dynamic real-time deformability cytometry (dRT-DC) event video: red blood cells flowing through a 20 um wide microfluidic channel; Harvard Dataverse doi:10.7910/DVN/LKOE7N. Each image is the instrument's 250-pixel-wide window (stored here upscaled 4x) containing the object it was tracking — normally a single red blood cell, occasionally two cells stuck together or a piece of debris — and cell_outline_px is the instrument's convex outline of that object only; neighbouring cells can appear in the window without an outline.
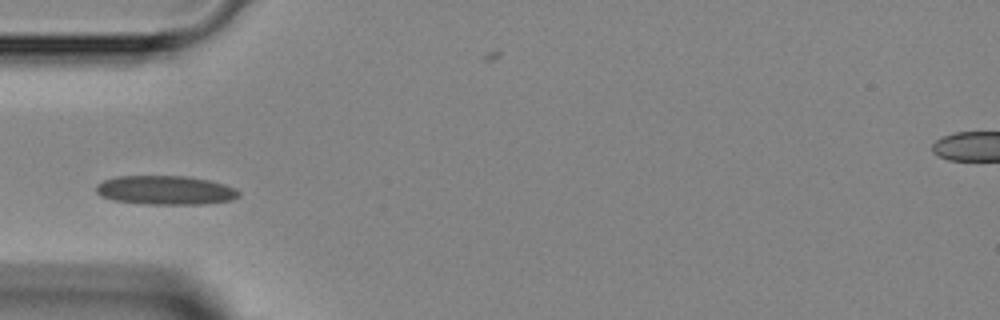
{"species": "Egyptian fruit bat (a non-hibernating species)", "species_latin": "Rousettus aegyptiacus", "temperature_condition": "room temperature", "stored_images_in_passage": 3, "camera_frame_rate_fps": 3000, "um_per_image_px": 0.085, "animal": {"sex": "female"}, "frame": {"image": 1, "passage_image": 1, "time_ms": 0.0, "image_size_px": [1000, 320], "cell_outline_px": [[240, 196], [232, 200], [204, 204], [144, 204], [112, 200], [100, 196], [96, 192], [96, 184], [104, 180], [116, 176], [188, 176], [212, 180], [236, 188], [240, 192]], "centroid_in_image_um": [14.07, 16.16], "position_along_channel_um": 70.9, "area_um2": 24.45}}
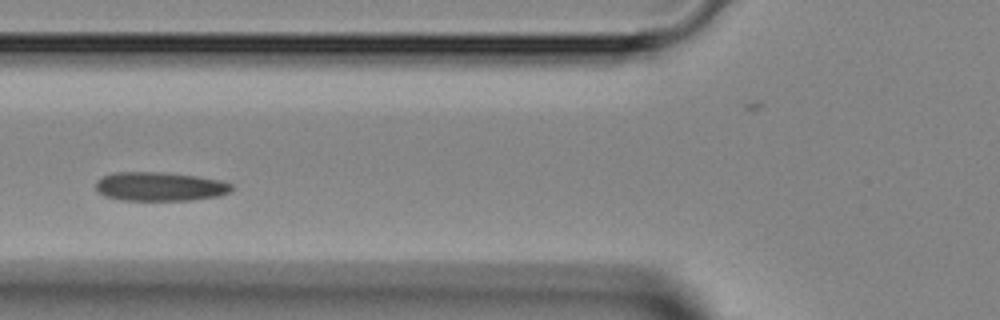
{"frame": {"image": 2, "passage_image": 2, "time_ms": 1.0, "image_size_px": [1000, 320], "cell_outline_px": [[232, 188], [228, 192], [220, 196], [192, 200], [120, 200], [104, 196], [96, 188], [96, 180], [100, 176], [116, 172], [164, 172], [196, 176], [220, 180], [232, 184]], "centroid_in_image_um": [13.56, 15.85], "position_along_channel_um": 112.2, "area_um2": 23.0}}